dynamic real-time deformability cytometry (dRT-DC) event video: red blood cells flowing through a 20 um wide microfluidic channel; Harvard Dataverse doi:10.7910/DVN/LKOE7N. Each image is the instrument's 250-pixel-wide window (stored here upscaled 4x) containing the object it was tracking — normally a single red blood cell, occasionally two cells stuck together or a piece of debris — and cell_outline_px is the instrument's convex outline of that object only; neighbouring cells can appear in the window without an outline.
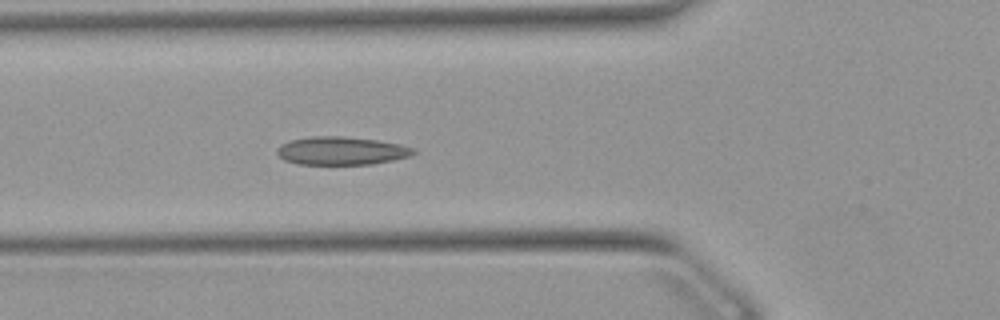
{"species": "Egyptian fruit bat (a non-hibernating species)", "species_latin": "Rousettus aegyptiacus", "temperature_condition": "warm", "stored_images_in_passage": 4, "camera_frame_rate_fps": 3000, "um_per_image_px": 0.085, "animal": {"sex": "female"}, "frame": {"image": 1, "passage_image": 4, "time_ms": 1.0, "image_size_px": [1000, 320], "cell_outline_px": [[416, 152], [412, 156], [372, 164], [300, 164], [284, 160], [276, 152], [276, 148], [280, 144], [292, 140], [312, 136], [344, 136], [376, 140], [400, 144], [416, 148]], "centroid_in_image_um": [29.04, 12.81], "position_along_channel_um": 96.8, "area_um2": 22.43}}